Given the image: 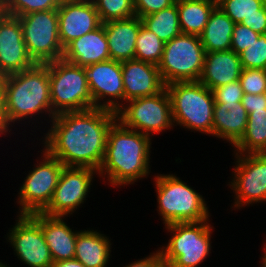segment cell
<instances>
[{"label":"cell","mask_w":266,"mask_h":267,"mask_svg":"<svg viewBox=\"0 0 266 267\" xmlns=\"http://www.w3.org/2000/svg\"><path fill=\"white\" fill-rule=\"evenodd\" d=\"M124 101L154 96L163 91L164 84L158 66L137 59L122 62Z\"/></svg>","instance_id":"ac0fdd59"},{"label":"cell","mask_w":266,"mask_h":267,"mask_svg":"<svg viewBox=\"0 0 266 267\" xmlns=\"http://www.w3.org/2000/svg\"><path fill=\"white\" fill-rule=\"evenodd\" d=\"M35 64L27 52L19 18L2 13L0 15V76L30 69Z\"/></svg>","instance_id":"2e32d148"},{"label":"cell","mask_w":266,"mask_h":267,"mask_svg":"<svg viewBox=\"0 0 266 267\" xmlns=\"http://www.w3.org/2000/svg\"><path fill=\"white\" fill-rule=\"evenodd\" d=\"M115 121V111L97 107L57 114L44 138L45 150L65 167H89L99 171L107 134Z\"/></svg>","instance_id":"6da1fadb"},{"label":"cell","mask_w":266,"mask_h":267,"mask_svg":"<svg viewBox=\"0 0 266 267\" xmlns=\"http://www.w3.org/2000/svg\"><path fill=\"white\" fill-rule=\"evenodd\" d=\"M126 267H168L166 263L163 261L160 250L156 251V253H152L149 257L144 259H140L135 263H131Z\"/></svg>","instance_id":"f35d334b"},{"label":"cell","mask_w":266,"mask_h":267,"mask_svg":"<svg viewBox=\"0 0 266 267\" xmlns=\"http://www.w3.org/2000/svg\"><path fill=\"white\" fill-rule=\"evenodd\" d=\"M3 13V7L0 5V15Z\"/></svg>","instance_id":"ee69618b"},{"label":"cell","mask_w":266,"mask_h":267,"mask_svg":"<svg viewBox=\"0 0 266 267\" xmlns=\"http://www.w3.org/2000/svg\"><path fill=\"white\" fill-rule=\"evenodd\" d=\"M57 13L59 39L63 48L102 25L91 0H62Z\"/></svg>","instance_id":"e0dca14e"},{"label":"cell","mask_w":266,"mask_h":267,"mask_svg":"<svg viewBox=\"0 0 266 267\" xmlns=\"http://www.w3.org/2000/svg\"><path fill=\"white\" fill-rule=\"evenodd\" d=\"M241 103L248 114L254 111L266 110V93L259 95L244 94Z\"/></svg>","instance_id":"74e56055"},{"label":"cell","mask_w":266,"mask_h":267,"mask_svg":"<svg viewBox=\"0 0 266 267\" xmlns=\"http://www.w3.org/2000/svg\"><path fill=\"white\" fill-rule=\"evenodd\" d=\"M62 0H8L3 13L20 17L32 12L58 9Z\"/></svg>","instance_id":"1f68e13d"},{"label":"cell","mask_w":266,"mask_h":267,"mask_svg":"<svg viewBox=\"0 0 266 267\" xmlns=\"http://www.w3.org/2000/svg\"><path fill=\"white\" fill-rule=\"evenodd\" d=\"M97 170L89 167H64L53 197L48 206L42 211L48 216H67L80 207Z\"/></svg>","instance_id":"4fadbf2b"},{"label":"cell","mask_w":266,"mask_h":267,"mask_svg":"<svg viewBox=\"0 0 266 267\" xmlns=\"http://www.w3.org/2000/svg\"><path fill=\"white\" fill-rule=\"evenodd\" d=\"M213 115V136L226 139L234 146L244 135L248 121L242 103L215 104Z\"/></svg>","instance_id":"603a6c76"},{"label":"cell","mask_w":266,"mask_h":267,"mask_svg":"<svg viewBox=\"0 0 266 267\" xmlns=\"http://www.w3.org/2000/svg\"><path fill=\"white\" fill-rule=\"evenodd\" d=\"M175 0H134L136 16L142 18L175 4Z\"/></svg>","instance_id":"8d00e7d4"},{"label":"cell","mask_w":266,"mask_h":267,"mask_svg":"<svg viewBox=\"0 0 266 267\" xmlns=\"http://www.w3.org/2000/svg\"><path fill=\"white\" fill-rule=\"evenodd\" d=\"M165 43L143 25L137 35L135 44V59L159 65L163 56Z\"/></svg>","instance_id":"f546056e"},{"label":"cell","mask_w":266,"mask_h":267,"mask_svg":"<svg viewBox=\"0 0 266 267\" xmlns=\"http://www.w3.org/2000/svg\"><path fill=\"white\" fill-rule=\"evenodd\" d=\"M235 23L216 6L199 36L205 52L231 50V39Z\"/></svg>","instance_id":"484cf974"},{"label":"cell","mask_w":266,"mask_h":267,"mask_svg":"<svg viewBox=\"0 0 266 267\" xmlns=\"http://www.w3.org/2000/svg\"><path fill=\"white\" fill-rule=\"evenodd\" d=\"M150 136L124 127L118 120L107 134L106 151L99 175H106L110 184H133L149 171Z\"/></svg>","instance_id":"7a4b0ae2"},{"label":"cell","mask_w":266,"mask_h":267,"mask_svg":"<svg viewBox=\"0 0 266 267\" xmlns=\"http://www.w3.org/2000/svg\"><path fill=\"white\" fill-rule=\"evenodd\" d=\"M62 216H48L40 212V227L53 262L74 259L78 232L72 231Z\"/></svg>","instance_id":"7402d4cb"},{"label":"cell","mask_w":266,"mask_h":267,"mask_svg":"<svg viewBox=\"0 0 266 267\" xmlns=\"http://www.w3.org/2000/svg\"><path fill=\"white\" fill-rule=\"evenodd\" d=\"M242 71L239 55L232 50L205 52L199 82L211 91L239 80Z\"/></svg>","instance_id":"d6986e66"},{"label":"cell","mask_w":266,"mask_h":267,"mask_svg":"<svg viewBox=\"0 0 266 267\" xmlns=\"http://www.w3.org/2000/svg\"><path fill=\"white\" fill-rule=\"evenodd\" d=\"M217 6L236 24L258 34L266 33V6L263 0H217Z\"/></svg>","instance_id":"cb8c5ba5"},{"label":"cell","mask_w":266,"mask_h":267,"mask_svg":"<svg viewBox=\"0 0 266 267\" xmlns=\"http://www.w3.org/2000/svg\"><path fill=\"white\" fill-rule=\"evenodd\" d=\"M102 23L127 19L136 15L134 0H91Z\"/></svg>","instance_id":"4dcf8cb0"},{"label":"cell","mask_w":266,"mask_h":267,"mask_svg":"<svg viewBox=\"0 0 266 267\" xmlns=\"http://www.w3.org/2000/svg\"><path fill=\"white\" fill-rule=\"evenodd\" d=\"M158 208L165 225L176 222L208 220V208L203 197L172 175L155 177Z\"/></svg>","instance_id":"8992f818"},{"label":"cell","mask_w":266,"mask_h":267,"mask_svg":"<svg viewBox=\"0 0 266 267\" xmlns=\"http://www.w3.org/2000/svg\"><path fill=\"white\" fill-rule=\"evenodd\" d=\"M43 162L31 171L19 189L20 214L42 212L50 203L58 184L61 172L65 167L57 158L52 157L45 149Z\"/></svg>","instance_id":"8fae6325"},{"label":"cell","mask_w":266,"mask_h":267,"mask_svg":"<svg viewBox=\"0 0 266 267\" xmlns=\"http://www.w3.org/2000/svg\"><path fill=\"white\" fill-rule=\"evenodd\" d=\"M0 267H7V265L5 266L4 264H2V263L0 262Z\"/></svg>","instance_id":"f6af8a7d"},{"label":"cell","mask_w":266,"mask_h":267,"mask_svg":"<svg viewBox=\"0 0 266 267\" xmlns=\"http://www.w3.org/2000/svg\"><path fill=\"white\" fill-rule=\"evenodd\" d=\"M215 104H226L227 102H241L244 95L239 80L222 85L212 90Z\"/></svg>","instance_id":"d590c367"},{"label":"cell","mask_w":266,"mask_h":267,"mask_svg":"<svg viewBox=\"0 0 266 267\" xmlns=\"http://www.w3.org/2000/svg\"><path fill=\"white\" fill-rule=\"evenodd\" d=\"M260 34L256 33L241 23H236L233 29L231 39V50L236 54L243 52L249 45L259 38Z\"/></svg>","instance_id":"e575fe53"},{"label":"cell","mask_w":266,"mask_h":267,"mask_svg":"<svg viewBox=\"0 0 266 267\" xmlns=\"http://www.w3.org/2000/svg\"><path fill=\"white\" fill-rule=\"evenodd\" d=\"M53 267H85L79 260L70 259L53 262Z\"/></svg>","instance_id":"60d3db41"},{"label":"cell","mask_w":266,"mask_h":267,"mask_svg":"<svg viewBox=\"0 0 266 267\" xmlns=\"http://www.w3.org/2000/svg\"><path fill=\"white\" fill-rule=\"evenodd\" d=\"M242 68L266 70V33L239 54Z\"/></svg>","instance_id":"d6a6232c"},{"label":"cell","mask_w":266,"mask_h":267,"mask_svg":"<svg viewBox=\"0 0 266 267\" xmlns=\"http://www.w3.org/2000/svg\"><path fill=\"white\" fill-rule=\"evenodd\" d=\"M204 58L205 49L199 36L181 33L166 42L158 65L164 84L198 81Z\"/></svg>","instance_id":"ba28073f"},{"label":"cell","mask_w":266,"mask_h":267,"mask_svg":"<svg viewBox=\"0 0 266 267\" xmlns=\"http://www.w3.org/2000/svg\"><path fill=\"white\" fill-rule=\"evenodd\" d=\"M235 155L238 164L230 185L236 193L234 207L266 201V153Z\"/></svg>","instance_id":"5bb4252c"},{"label":"cell","mask_w":266,"mask_h":267,"mask_svg":"<svg viewBox=\"0 0 266 267\" xmlns=\"http://www.w3.org/2000/svg\"><path fill=\"white\" fill-rule=\"evenodd\" d=\"M165 88L174 123L213 135L215 101L210 89L199 81L173 82Z\"/></svg>","instance_id":"277c9868"},{"label":"cell","mask_w":266,"mask_h":267,"mask_svg":"<svg viewBox=\"0 0 266 267\" xmlns=\"http://www.w3.org/2000/svg\"><path fill=\"white\" fill-rule=\"evenodd\" d=\"M239 82L244 94L266 93V70L242 68Z\"/></svg>","instance_id":"836d02e7"},{"label":"cell","mask_w":266,"mask_h":267,"mask_svg":"<svg viewBox=\"0 0 266 267\" xmlns=\"http://www.w3.org/2000/svg\"><path fill=\"white\" fill-rule=\"evenodd\" d=\"M142 24L155 33L164 43L181 34L177 4L141 18Z\"/></svg>","instance_id":"f1b7e54d"},{"label":"cell","mask_w":266,"mask_h":267,"mask_svg":"<svg viewBox=\"0 0 266 267\" xmlns=\"http://www.w3.org/2000/svg\"><path fill=\"white\" fill-rule=\"evenodd\" d=\"M265 245H266V244H265ZM264 250H265V252H264L265 255H264L263 258H262V262H263V263H262V265H263L262 267H266V246H265V249H264Z\"/></svg>","instance_id":"b9f144b4"},{"label":"cell","mask_w":266,"mask_h":267,"mask_svg":"<svg viewBox=\"0 0 266 267\" xmlns=\"http://www.w3.org/2000/svg\"><path fill=\"white\" fill-rule=\"evenodd\" d=\"M63 59L81 67L111 59L104 25L70 42Z\"/></svg>","instance_id":"ffe728a7"},{"label":"cell","mask_w":266,"mask_h":267,"mask_svg":"<svg viewBox=\"0 0 266 267\" xmlns=\"http://www.w3.org/2000/svg\"><path fill=\"white\" fill-rule=\"evenodd\" d=\"M181 33L200 36L217 0L176 1Z\"/></svg>","instance_id":"4316f807"},{"label":"cell","mask_w":266,"mask_h":267,"mask_svg":"<svg viewBox=\"0 0 266 267\" xmlns=\"http://www.w3.org/2000/svg\"><path fill=\"white\" fill-rule=\"evenodd\" d=\"M54 115L95 108L84 67L58 59L46 63Z\"/></svg>","instance_id":"5b68a950"},{"label":"cell","mask_w":266,"mask_h":267,"mask_svg":"<svg viewBox=\"0 0 266 267\" xmlns=\"http://www.w3.org/2000/svg\"><path fill=\"white\" fill-rule=\"evenodd\" d=\"M233 147L237 148L236 154L266 153V110L248 114L244 135Z\"/></svg>","instance_id":"83f0119b"},{"label":"cell","mask_w":266,"mask_h":267,"mask_svg":"<svg viewBox=\"0 0 266 267\" xmlns=\"http://www.w3.org/2000/svg\"><path fill=\"white\" fill-rule=\"evenodd\" d=\"M117 111V120L126 128L151 136L174 124L171 102L166 88L154 96L128 100Z\"/></svg>","instance_id":"30bf717a"},{"label":"cell","mask_w":266,"mask_h":267,"mask_svg":"<svg viewBox=\"0 0 266 267\" xmlns=\"http://www.w3.org/2000/svg\"><path fill=\"white\" fill-rule=\"evenodd\" d=\"M109 241L94 230L78 231L74 258L85 267H106L111 252Z\"/></svg>","instance_id":"d4e9b609"},{"label":"cell","mask_w":266,"mask_h":267,"mask_svg":"<svg viewBox=\"0 0 266 267\" xmlns=\"http://www.w3.org/2000/svg\"><path fill=\"white\" fill-rule=\"evenodd\" d=\"M4 79V115L7 126L33 114L49 112L54 118L50 97L48 65L35 64L30 69L7 75ZM43 110V111H42Z\"/></svg>","instance_id":"3957f363"},{"label":"cell","mask_w":266,"mask_h":267,"mask_svg":"<svg viewBox=\"0 0 266 267\" xmlns=\"http://www.w3.org/2000/svg\"><path fill=\"white\" fill-rule=\"evenodd\" d=\"M84 71L95 108L116 112L122 106L117 99L124 101L122 62L109 59L84 66ZM107 96L110 97L108 101L101 104L100 101Z\"/></svg>","instance_id":"9a60e30c"},{"label":"cell","mask_w":266,"mask_h":267,"mask_svg":"<svg viewBox=\"0 0 266 267\" xmlns=\"http://www.w3.org/2000/svg\"><path fill=\"white\" fill-rule=\"evenodd\" d=\"M18 18L27 52L35 63L45 64L63 58L57 9L32 12Z\"/></svg>","instance_id":"9c48e42d"},{"label":"cell","mask_w":266,"mask_h":267,"mask_svg":"<svg viewBox=\"0 0 266 267\" xmlns=\"http://www.w3.org/2000/svg\"><path fill=\"white\" fill-rule=\"evenodd\" d=\"M8 240L19 260L30 267H53L49 247L40 227V212L19 214Z\"/></svg>","instance_id":"7c38bea8"},{"label":"cell","mask_w":266,"mask_h":267,"mask_svg":"<svg viewBox=\"0 0 266 267\" xmlns=\"http://www.w3.org/2000/svg\"><path fill=\"white\" fill-rule=\"evenodd\" d=\"M4 98V79L3 76H0V134L7 132L9 129L4 115Z\"/></svg>","instance_id":"ab89813d"},{"label":"cell","mask_w":266,"mask_h":267,"mask_svg":"<svg viewBox=\"0 0 266 267\" xmlns=\"http://www.w3.org/2000/svg\"><path fill=\"white\" fill-rule=\"evenodd\" d=\"M165 226L173 233L168 245L160 251L168 267H196L209 255L212 228L208 220Z\"/></svg>","instance_id":"52a82bcc"},{"label":"cell","mask_w":266,"mask_h":267,"mask_svg":"<svg viewBox=\"0 0 266 267\" xmlns=\"http://www.w3.org/2000/svg\"><path fill=\"white\" fill-rule=\"evenodd\" d=\"M108 40L110 58L118 62L135 59V44L141 18L136 15L127 19L111 20L102 23Z\"/></svg>","instance_id":"44dd1931"},{"label":"cell","mask_w":266,"mask_h":267,"mask_svg":"<svg viewBox=\"0 0 266 267\" xmlns=\"http://www.w3.org/2000/svg\"><path fill=\"white\" fill-rule=\"evenodd\" d=\"M8 0H0V5L3 7Z\"/></svg>","instance_id":"7bdbcfd3"}]
</instances>
